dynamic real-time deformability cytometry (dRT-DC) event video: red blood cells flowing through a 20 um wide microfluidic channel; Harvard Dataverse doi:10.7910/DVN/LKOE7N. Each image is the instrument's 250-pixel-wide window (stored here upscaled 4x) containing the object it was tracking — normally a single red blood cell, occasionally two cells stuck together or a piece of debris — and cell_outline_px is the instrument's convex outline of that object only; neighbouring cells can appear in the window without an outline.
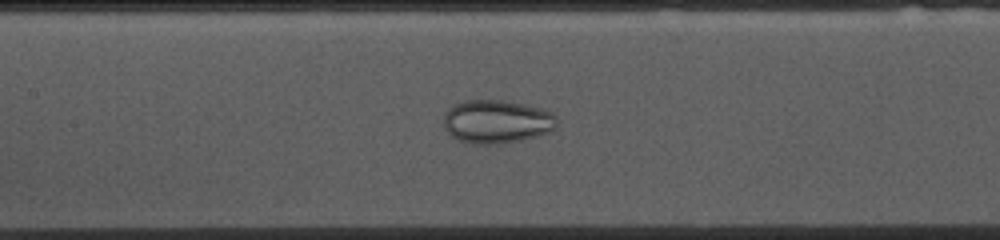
{"species": "common noctule bat (a hibernating species)", "species_latin": "Nyctalus noctula", "temperature_condition": "cold", "stored_images_in_passage": 53, "camera_frame_rate_fps": 3000, "um_per_image_px": 0.085, "animal": {"sex": "female", "body_mass_g": 10.0, "forearm_length_mm": 53.1}, "frame": {"image": 1, "passage_image": 23, "time_ms": 7.333, "image_size_px": [1000, 240], "cell_outline_px": [[556, 128], [552, 132], [540, 136], [520, 140], [496, 144], [472, 144], [456, 140], [444, 128], [444, 112], [448, 108], [464, 100], [500, 100], [524, 104], [544, 108], [552, 112], [556, 116]], "centroid_in_image_um": [42.24, 10.34], "position_along_channel_um": 165.2, "area_um2": 29.07}}
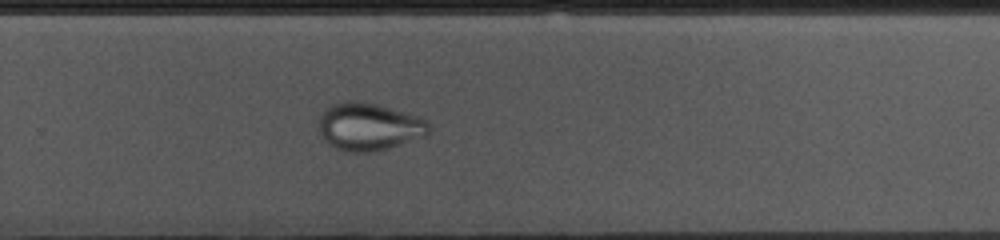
{"frame": {"image": 2, "passage_image": 34, "time_ms": 11.0, "image_size_px": [1000, 240], "cell_outline_px": [[428, 136], [388, 148], [372, 152], [348, 152], [336, 148], [324, 140], [320, 132], [320, 116], [324, 108], [332, 104], [348, 100], [360, 100], [376, 104], [420, 116], [428, 120]], "centroid_in_image_um": [31.38, 10.76], "position_along_channel_um": 298.4, "area_um2": 30.75}}
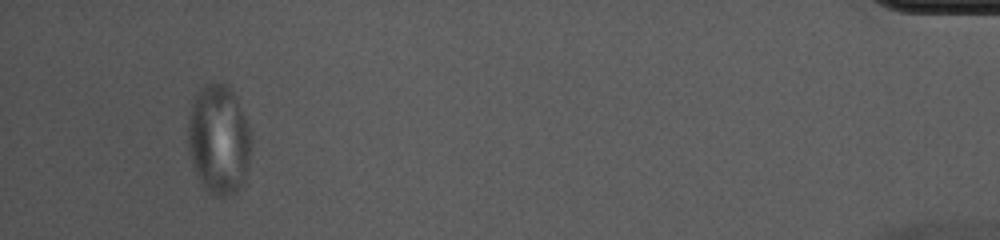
{"frame": {"image": 3, "passage_image": 50, "time_ms": 16.333, "image_size_px": [1000, 240], "cell_outline_px": [[252, 144], [244, 180], [240, 188], [236, 192], [228, 196], [220, 196], [204, 188], [200, 184], [196, 176], [188, 148], [188, 116], [196, 92], [204, 84], [228, 84], [236, 96], [252, 132]], "centroid_in_image_um": [18.6, 11.85], "position_along_channel_um": 416.6, "area_um2": 40.81}}